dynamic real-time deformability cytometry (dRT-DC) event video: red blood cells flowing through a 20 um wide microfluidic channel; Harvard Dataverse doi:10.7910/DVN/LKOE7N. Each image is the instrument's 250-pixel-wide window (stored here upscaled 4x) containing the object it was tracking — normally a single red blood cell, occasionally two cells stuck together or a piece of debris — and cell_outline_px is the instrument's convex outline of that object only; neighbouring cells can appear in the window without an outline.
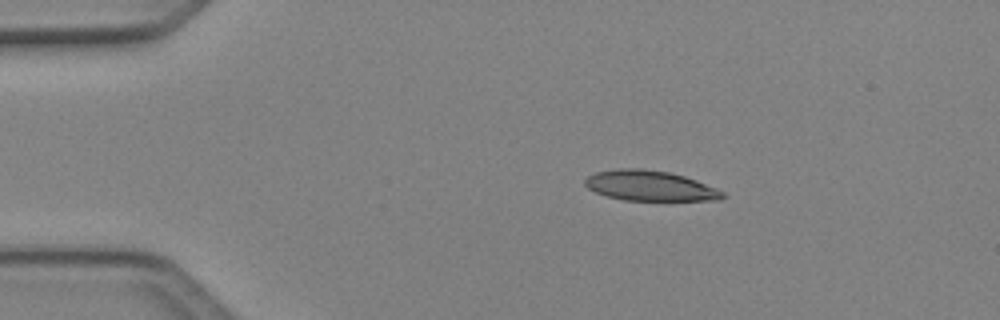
{"species": "Egyptian fruit bat (a non-hibernating species)", "species_latin": "Rousettus aegyptiacus", "temperature_condition": "cold", "stored_images_in_passage": 4, "camera_frame_rate_fps": 3000, "um_per_image_px": 0.085, "animal": {"sex": "female"}, "frame": {"image": 1, "passage_image": 1, "time_ms": 0.0, "image_size_px": [1000, 320], "cell_outline_px": [[728, 196], [720, 200], [624, 200], [608, 196], [596, 192], [588, 188], [584, 184], [584, 180], [588, 176], [596, 172], [620, 168], [640, 168], [668, 172], [684, 176], [696, 180], [716, 188], [724, 192]], "centroid_in_image_um": [55.27, 15.79], "position_along_channel_um": 29.7, "area_um2": 24.16}}
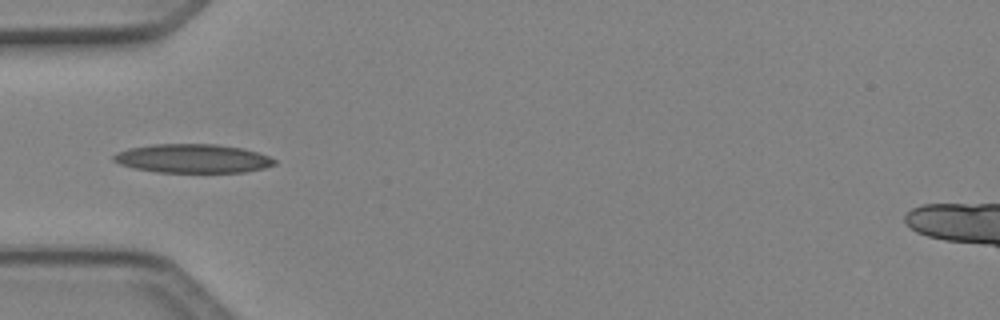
{"frame": {"image": 2, "passage_image": 3, "time_ms": 0.667, "image_size_px": [1000, 320], "cell_outline_px": [[276, 164], [264, 168], [244, 172], [156, 172], [132, 168], [120, 164], [112, 160], [112, 156], [116, 152], [128, 148], [152, 144], [216, 144], [244, 148], [268, 156], [276, 160]], "centroid_in_image_um": [16.35, 13.47], "position_along_channel_um": 68.7, "area_um2": 27.17}}
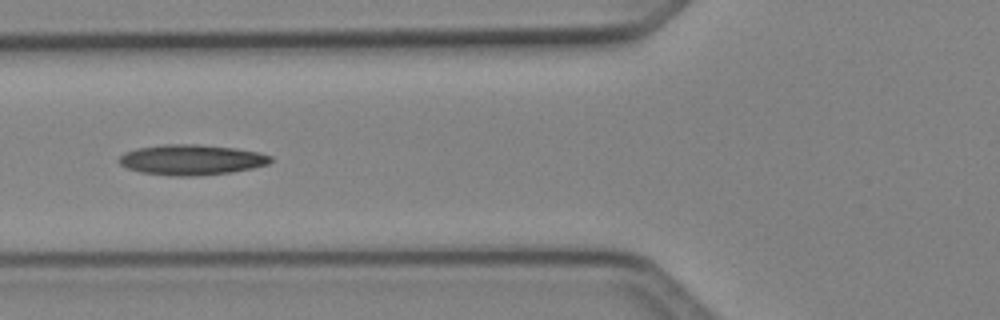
{"frame": {"image": 3, "passage_image": 4, "time_ms": 1.0, "image_size_px": [1000, 320], "cell_outline_px": [[272, 160], [268, 164], [252, 168], [232, 172], [196, 176], [172, 176], [140, 172], [128, 168], [120, 164], [120, 156], [124, 152], [136, 148], [164, 144], [200, 144], [236, 148], [260, 152], [272, 156]], "centroid_in_image_um": [16.29, 13.57], "position_along_channel_um": 109.5, "area_um2": 26.99}}